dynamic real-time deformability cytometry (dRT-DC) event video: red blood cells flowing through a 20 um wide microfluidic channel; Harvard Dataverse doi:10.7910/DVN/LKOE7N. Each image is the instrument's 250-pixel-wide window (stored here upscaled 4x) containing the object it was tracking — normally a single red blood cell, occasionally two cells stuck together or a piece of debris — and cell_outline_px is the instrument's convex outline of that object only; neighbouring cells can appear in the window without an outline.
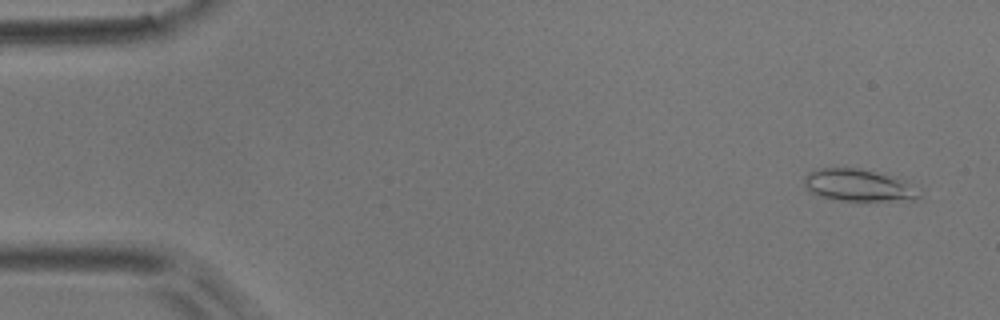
{"species": "common noctule bat (a hibernating species)", "species_latin": "Nyctalus noctula", "temperature_condition": "room temperature", "stored_images_in_passage": 6, "camera_frame_rate_fps": 3000, "um_per_image_px": 0.085, "animal": {"sex": "male", "body_mass_g": 17.9}, "frame": {"image": 1, "passage_image": 1, "time_ms": 0.0, "image_size_px": [1000, 320], "cell_outline_px": [[920, 196], [916, 200], [840, 200], [820, 196], [808, 192], [804, 184], [804, 176], [808, 172], [820, 168], [860, 168], [900, 176]], "centroid_in_image_um": [72.92, 15.72], "position_along_channel_um": 12.1, "area_um2": 21.5}}
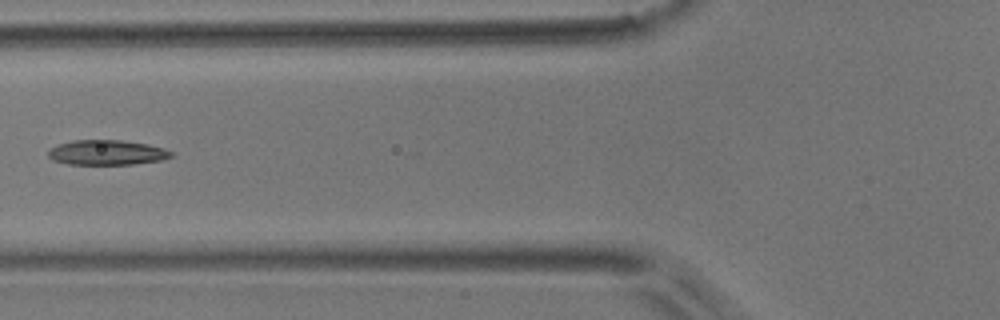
{"frame": {"image": 2, "passage_image": 6, "time_ms": 6.0, "image_size_px": [1000, 320], "cell_outline_px": [[172, 156], [160, 160], [132, 164], [68, 164], [52, 160], [48, 156], [48, 148], [72, 140], [120, 140], [148, 144], [164, 148], [172, 152]], "centroid_in_image_um": [9.05, 12.96], "position_along_channel_um": 116.8, "area_um2": 17.8}}